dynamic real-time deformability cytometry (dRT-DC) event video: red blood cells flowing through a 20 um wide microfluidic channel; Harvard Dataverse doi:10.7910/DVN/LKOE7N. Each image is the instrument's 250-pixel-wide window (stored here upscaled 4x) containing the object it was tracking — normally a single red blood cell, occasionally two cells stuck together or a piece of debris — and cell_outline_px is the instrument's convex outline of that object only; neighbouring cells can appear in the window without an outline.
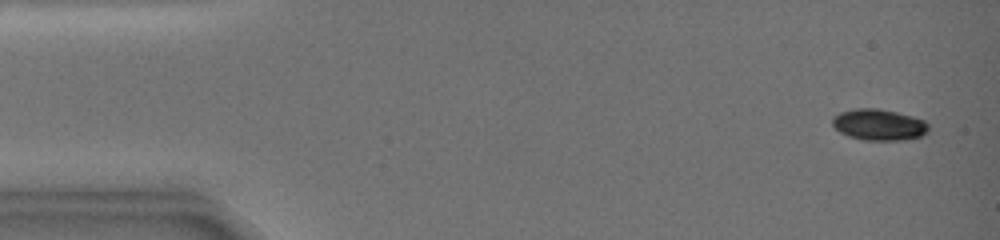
{"species": "common noctule bat (a hibernating species)", "species_latin": "Nyctalus noctula", "temperature_condition": "warm", "stored_images_in_passage": 81, "camera_frame_rate_fps": 3000, "um_per_image_px": 0.085, "animal": {"sex": "female", "body_mass_g": 19.0, "forearm_length_mm": 51.5}, "frame": {"image": 1, "passage_image": 4, "time_ms": 0.667, "image_size_px": [1000, 240], "cell_outline_px": [[928, 128], [920, 136], [896, 140], [868, 140], [852, 136], [840, 132], [832, 124], [832, 120], [836, 116], [844, 112], [892, 112], [908, 116], [920, 120]], "centroid_in_image_um": [74.7, 10.68], "position_along_channel_um": 10.3, "area_um2": 15.43}}
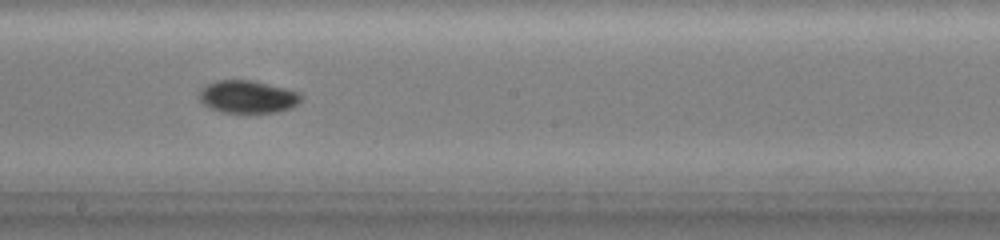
{"frame": {"image": 2, "passage_image": 44, "time_ms": 10.333, "image_size_px": [1000, 240], "cell_outline_px": [[300, 100], [296, 104], [288, 108], [276, 112], [224, 112], [212, 108], [204, 104], [200, 100], [200, 92], [208, 84], [220, 80], [252, 80], [296, 92], [300, 96]], "centroid_in_image_um": [21.02, 8.22], "position_along_channel_um": 227.2, "area_um2": 18.55}}
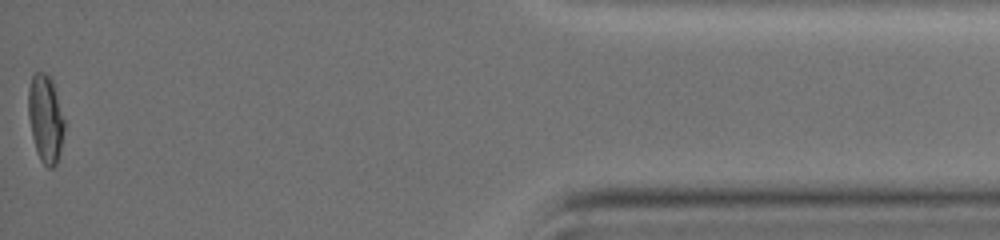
{"frame": {"image": 3, "passage_image": 80, "time_ms": 18.0, "image_size_px": [1000, 240], "cell_outline_px": [[64, 128], [60, 148], [56, 164], [52, 168], [48, 168], [40, 160], [36, 152], [32, 136], [28, 116], [28, 88], [32, 76], [36, 72], [44, 72], [52, 80], [64, 120]], "centroid_in_image_um": [3.84, 10.08], "position_along_channel_um": 431.4, "area_um2": 18.21}, "authors_computed_cell_mechanics": {"area_um2": 17.5712, "velocity_mm_per_s": 3.5706, "shape_relaxation_time_tau1_ms": 3.7801, "shape_relaxation_time_tau2_ms": null, "deformation_change_tau1": 0.1712, "deformation_change_tau2": null}}